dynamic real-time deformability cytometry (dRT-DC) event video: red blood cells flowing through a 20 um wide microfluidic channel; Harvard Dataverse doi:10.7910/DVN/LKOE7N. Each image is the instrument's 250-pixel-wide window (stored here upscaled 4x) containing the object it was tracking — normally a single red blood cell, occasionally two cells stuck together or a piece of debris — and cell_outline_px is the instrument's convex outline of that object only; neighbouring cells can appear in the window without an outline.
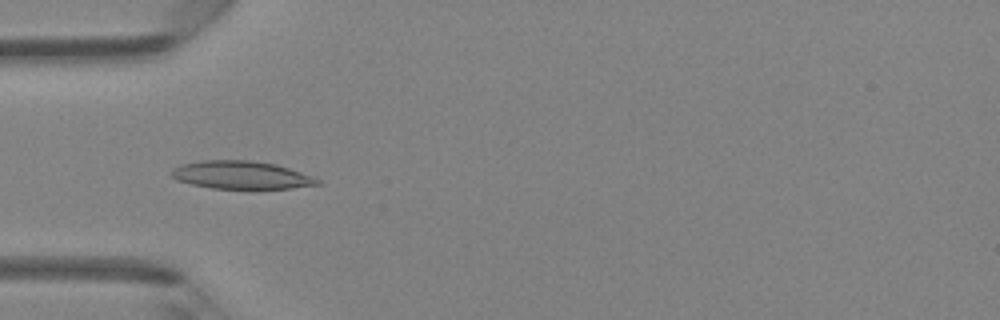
{"species": "Egyptian fruit bat (a non-hibernating species)", "species_latin": "Rousettus aegyptiacus", "temperature_condition": "room temperature", "stored_images_in_passage": 47, "camera_frame_rate_fps": 3000, "um_per_image_px": 0.085, "animal": {"sex": "female"}, "frame": {"image": 1, "passage_image": 15, "time_ms": 4.667, "image_size_px": [1000, 320], "cell_outline_px": [[324, 184], [256, 192], [212, 188], [192, 184], [176, 180], [168, 172], [172, 168], [180, 164], [200, 160], [252, 160], [276, 164], [312, 176], [320, 180]], "centroid_in_image_um": [20.52, 14.92], "position_along_channel_um": 64.5, "area_um2": 24.97}}
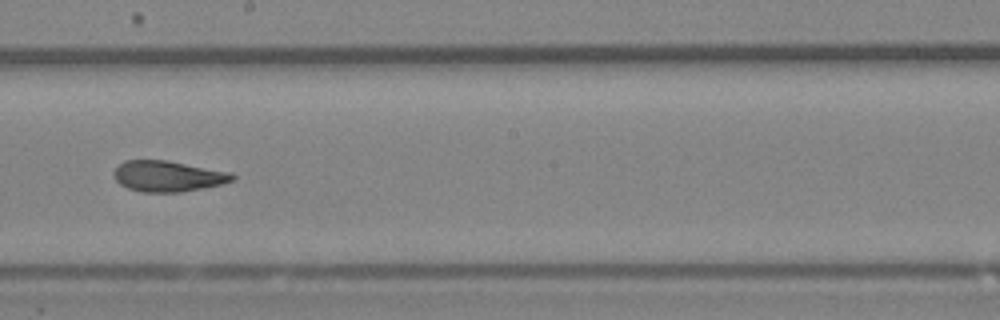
{"frame": {"image": 2, "passage_image": 27, "time_ms": 8.667, "image_size_px": [1000, 320], "cell_outline_px": [[236, 180], [204, 188], [180, 192], [140, 192], [128, 188], [120, 184], [116, 180], [112, 172], [124, 160], [168, 160], [232, 172], [236, 176]], "centroid_in_image_um": [14.3, 14.97], "position_along_channel_um": 233.9, "area_um2": 21.5}}
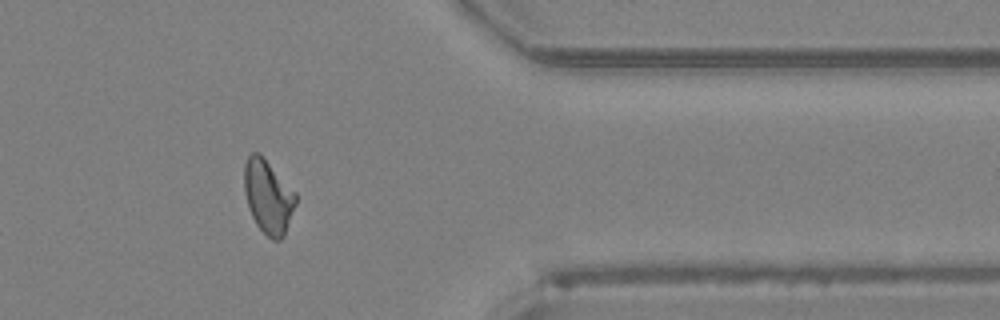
{"frame": {"image": 3, "passage_image": 39, "time_ms": 12.667, "image_size_px": [1000, 320], "cell_outline_px": [[296, 204], [284, 236], [280, 240], [272, 240], [256, 224], [248, 208], [244, 192], [244, 164], [248, 156], [252, 152], [260, 152], [296, 192]], "centroid_in_image_um": [22.79, 16.68], "position_along_channel_um": 388.6, "area_um2": 22.31}, "authors_computed_cell_mechanics": {"area_um2": 22.0796, "velocity_mm_per_s": 4.2725, "shape_relaxation_time_tau1_ms": null, "shape_relaxation_time_tau2_ms": 1.7019, "deformation_change_tau1": null, "deformation_change_tau2": 0.0719}}